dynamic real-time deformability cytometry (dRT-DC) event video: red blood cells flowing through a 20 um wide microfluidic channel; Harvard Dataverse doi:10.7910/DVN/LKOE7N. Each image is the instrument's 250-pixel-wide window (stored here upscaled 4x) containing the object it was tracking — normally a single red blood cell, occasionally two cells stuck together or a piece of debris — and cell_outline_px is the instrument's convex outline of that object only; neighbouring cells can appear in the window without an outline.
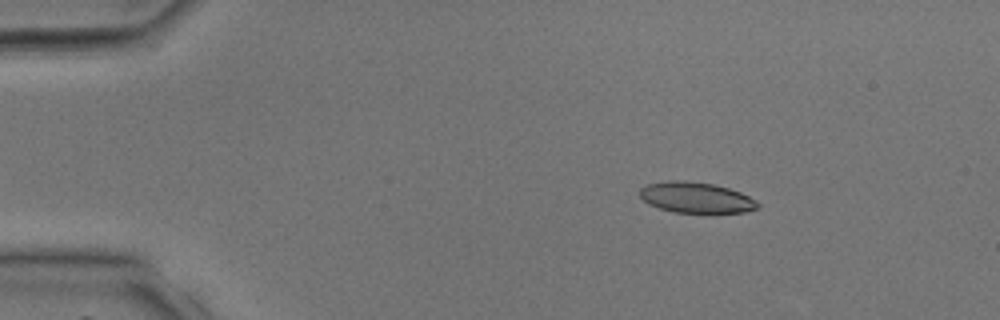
{"species": "common noctule bat (a hibernating species)", "species_latin": "Nyctalus noctula", "temperature_condition": "room temperature", "stored_images_in_passage": 38, "camera_frame_rate_fps": 3000, "um_per_image_px": 0.085, "animal": {"sex": "male", "body_mass_g": 17.9, "forearm_length_mm": 54.2}, "frame": {"image": 1, "passage_image": 5, "time_ms": 1.333, "image_size_px": [1000, 320], "cell_outline_px": [[760, 208], [744, 212], [708, 216], [676, 212], [660, 208], [648, 204], [640, 196], [640, 188], [648, 184], [668, 180], [684, 180], [712, 184], [728, 188], [740, 192], [756, 200], [760, 204]], "centroid_in_image_um": [59.22, 16.84], "position_along_channel_um": 25.8, "area_um2": 21.96}}
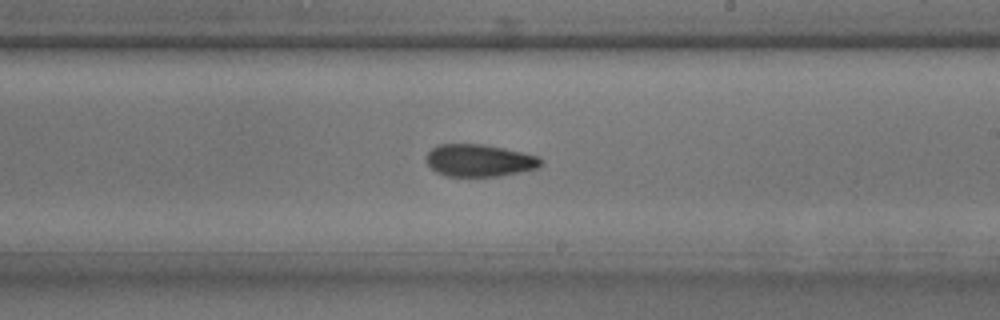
{"frame": {"image": 2, "passage_image": 22, "time_ms": 7.0, "image_size_px": [1000, 320], "cell_outline_px": [[544, 160], [540, 168], [500, 176], [448, 176], [436, 172], [424, 160], [424, 156], [436, 144], [484, 144], [524, 152], [540, 156]], "centroid_in_image_um": [40.77, 13.63], "position_along_channel_um": 248.2, "area_um2": 21.96}}
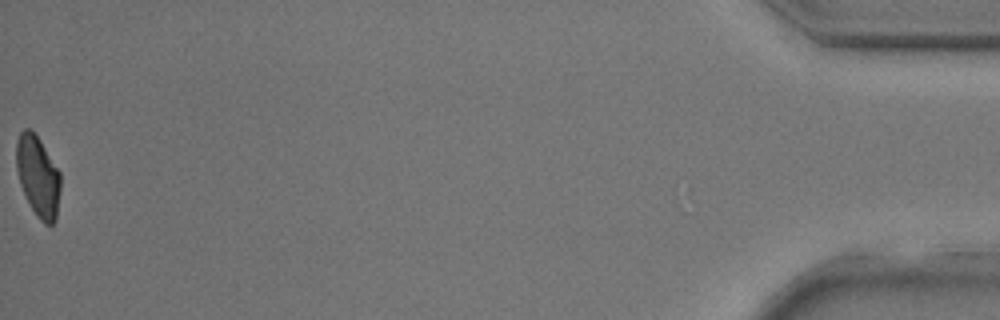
{"frame": {"image": 3, "passage_image": 38, "time_ms": 12.333, "image_size_px": [1000, 320], "cell_outline_px": [[60, 192], [56, 220], [52, 224], [44, 224], [36, 216], [20, 184], [16, 168], [16, 140], [20, 132], [24, 128], [28, 128], [40, 140], [60, 172]], "centroid_in_image_um": [3.23, 14.99], "position_along_channel_um": 432.0, "area_um2": 20.69}}